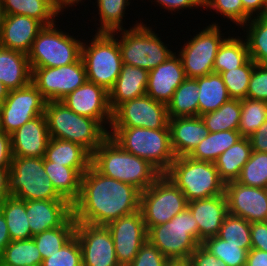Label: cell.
<instances>
[{"instance_id":"obj_1","label":"cell","mask_w":267,"mask_h":266,"mask_svg":"<svg viewBox=\"0 0 267 266\" xmlns=\"http://www.w3.org/2000/svg\"><path fill=\"white\" fill-rule=\"evenodd\" d=\"M140 191L99 173L92 165L82 175L79 198L72 204L76 222L106 226L139 211Z\"/></svg>"},{"instance_id":"obj_2","label":"cell","mask_w":267,"mask_h":266,"mask_svg":"<svg viewBox=\"0 0 267 266\" xmlns=\"http://www.w3.org/2000/svg\"><path fill=\"white\" fill-rule=\"evenodd\" d=\"M91 165L101 174L147 190L161 173L147 160L125 151L108 136L91 154Z\"/></svg>"},{"instance_id":"obj_3","label":"cell","mask_w":267,"mask_h":266,"mask_svg":"<svg viewBox=\"0 0 267 266\" xmlns=\"http://www.w3.org/2000/svg\"><path fill=\"white\" fill-rule=\"evenodd\" d=\"M44 116L50 138L77 143L90 154L108 137L97 120L73 112L61 101H46Z\"/></svg>"},{"instance_id":"obj_4","label":"cell","mask_w":267,"mask_h":266,"mask_svg":"<svg viewBox=\"0 0 267 266\" xmlns=\"http://www.w3.org/2000/svg\"><path fill=\"white\" fill-rule=\"evenodd\" d=\"M108 136L125 151L147 160L161 174H164L176 158L169 129L141 127H110Z\"/></svg>"},{"instance_id":"obj_5","label":"cell","mask_w":267,"mask_h":266,"mask_svg":"<svg viewBox=\"0 0 267 266\" xmlns=\"http://www.w3.org/2000/svg\"><path fill=\"white\" fill-rule=\"evenodd\" d=\"M164 174L183 192L188 202L223 195L225 191V183L212 162L189 156L176 157Z\"/></svg>"},{"instance_id":"obj_6","label":"cell","mask_w":267,"mask_h":266,"mask_svg":"<svg viewBox=\"0 0 267 266\" xmlns=\"http://www.w3.org/2000/svg\"><path fill=\"white\" fill-rule=\"evenodd\" d=\"M136 23L128 30L124 28L111 34H120L115 38L118 40L123 64L150 71L164 63L174 53L166 46L169 44L161 41L162 38L158 37L151 26L147 27L143 22L136 21Z\"/></svg>"},{"instance_id":"obj_7","label":"cell","mask_w":267,"mask_h":266,"mask_svg":"<svg viewBox=\"0 0 267 266\" xmlns=\"http://www.w3.org/2000/svg\"><path fill=\"white\" fill-rule=\"evenodd\" d=\"M93 36L91 43L84 40L86 42H82L81 47L86 78L109 92L123 65L118 40L111 33H96Z\"/></svg>"},{"instance_id":"obj_8","label":"cell","mask_w":267,"mask_h":266,"mask_svg":"<svg viewBox=\"0 0 267 266\" xmlns=\"http://www.w3.org/2000/svg\"><path fill=\"white\" fill-rule=\"evenodd\" d=\"M147 238L167 259H189L199 246L198 225L187 207L165 224L152 226Z\"/></svg>"},{"instance_id":"obj_9","label":"cell","mask_w":267,"mask_h":266,"mask_svg":"<svg viewBox=\"0 0 267 266\" xmlns=\"http://www.w3.org/2000/svg\"><path fill=\"white\" fill-rule=\"evenodd\" d=\"M55 23L44 26L27 53L30 68L60 67L76 62L81 57L82 42Z\"/></svg>"},{"instance_id":"obj_10","label":"cell","mask_w":267,"mask_h":266,"mask_svg":"<svg viewBox=\"0 0 267 266\" xmlns=\"http://www.w3.org/2000/svg\"><path fill=\"white\" fill-rule=\"evenodd\" d=\"M11 196L24 201L64 199L44 168V157H13L8 173Z\"/></svg>"},{"instance_id":"obj_11","label":"cell","mask_w":267,"mask_h":266,"mask_svg":"<svg viewBox=\"0 0 267 266\" xmlns=\"http://www.w3.org/2000/svg\"><path fill=\"white\" fill-rule=\"evenodd\" d=\"M188 201L183 192L165 175L140 193L139 210L147 231L152 226L165 224L187 208Z\"/></svg>"},{"instance_id":"obj_12","label":"cell","mask_w":267,"mask_h":266,"mask_svg":"<svg viewBox=\"0 0 267 266\" xmlns=\"http://www.w3.org/2000/svg\"><path fill=\"white\" fill-rule=\"evenodd\" d=\"M220 27L218 23L209 24L186 41L178 52L187 78L196 79L214 72L216 54L226 39Z\"/></svg>"},{"instance_id":"obj_13","label":"cell","mask_w":267,"mask_h":266,"mask_svg":"<svg viewBox=\"0 0 267 266\" xmlns=\"http://www.w3.org/2000/svg\"><path fill=\"white\" fill-rule=\"evenodd\" d=\"M31 71V82L46 101L62 100L87 80L85 65L81 57L66 66L31 68Z\"/></svg>"},{"instance_id":"obj_14","label":"cell","mask_w":267,"mask_h":266,"mask_svg":"<svg viewBox=\"0 0 267 266\" xmlns=\"http://www.w3.org/2000/svg\"><path fill=\"white\" fill-rule=\"evenodd\" d=\"M45 103L46 100L32 82L9 91L0 106V129L11 135L26 122L43 115Z\"/></svg>"},{"instance_id":"obj_15","label":"cell","mask_w":267,"mask_h":266,"mask_svg":"<svg viewBox=\"0 0 267 266\" xmlns=\"http://www.w3.org/2000/svg\"><path fill=\"white\" fill-rule=\"evenodd\" d=\"M167 105L157 102L149 95L123 102L112 112L110 127H141L169 129Z\"/></svg>"},{"instance_id":"obj_16","label":"cell","mask_w":267,"mask_h":266,"mask_svg":"<svg viewBox=\"0 0 267 266\" xmlns=\"http://www.w3.org/2000/svg\"><path fill=\"white\" fill-rule=\"evenodd\" d=\"M83 266H120L114 242L106 226L76 222Z\"/></svg>"},{"instance_id":"obj_17","label":"cell","mask_w":267,"mask_h":266,"mask_svg":"<svg viewBox=\"0 0 267 266\" xmlns=\"http://www.w3.org/2000/svg\"><path fill=\"white\" fill-rule=\"evenodd\" d=\"M111 233L120 266H128L148 240L141 211L122 216L106 225Z\"/></svg>"},{"instance_id":"obj_18","label":"cell","mask_w":267,"mask_h":266,"mask_svg":"<svg viewBox=\"0 0 267 266\" xmlns=\"http://www.w3.org/2000/svg\"><path fill=\"white\" fill-rule=\"evenodd\" d=\"M224 194L228 214L250 223L267 222V189L232 181L225 184Z\"/></svg>"},{"instance_id":"obj_19","label":"cell","mask_w":267,"mask_h":266,"mask_svg":"<svg viewBox=\"0 0 267 266\" xmlns=\"http://www.w3.org/2000/svg\"><path fill=\"white\" fill-rule=\"evenodd\" d=\"M73 112L97 120L106 130L112 123V111L109 106V92L88 80L62 100ZM104 124V125H103ZM109 125V127H105Z\"/></svg>"},{"instance_id":"obj_20","label":"cell","mask_w":267,"mask_h":266,"mask_svg":"<svg viewBox=\"0 0 267 266\" xmlns=\"http://www.w3.org/2000/svg\"><path fill=\"white\" fill-rule=\"evenodd\" d=\"M186 78L181 58L174 52L164 63L149 71L146 94L167 105Z\"/></svg>"},{"instance_id":"obj_21","label":"cell","mask_w":267,"mask_h":266,"mask_svg":"<svg viewBox=\"0 0 267 266\" xmlns=\"http://www.w3.org/2000/svg\"><path fill=\"white\" fill-rule=\"evenodd\" d=\"M26 213L32 237L62 226L72 215V204L66 199L26 201Z\"/></svg>"},{"instance_id":"obj_22","label":"cell","mask_w":267,"mask_h":266,"mask_svg":"<svg viewBox=\"0 0 267 266\" xmlns=\"http://www.w3.org/2000/svg\"><path fill=\"white\" fill-rule=\"evenodd\" d=\"M187 207L198 225V244L217 236L225 217L228 215L225 194L189 201Z\"/></svg>"},{"instance_id":"obj_23","label":"cell","mask_w":267,"mask_h":266,"mask_svg":"<svg viewBox=\"0 0 267 266\" xmlns=\"http://www.w3.org/2000/svg\"><path fill=\"white\" fill-rule=\"evenodd\" d=\"M49 139L46 118L39 115L11 134L13 157H44Z\"/></svg>"},{"instance_id":"obj_24","label":"cell","mask_w":267,"mask_h":266,"mask_svg":"<svg viewBox=\"0 0 267 266\" xmlns=\"http://www.w3.org/2000/svg\"><path fill=\"white\" fill-rule=\"evenodd\" d=\"M43 27L39 21L25 15H5L0 46L27 54Z\"/></svg>"},{"instance_id":"obj_25","label":"cell","mask_w":267,"mask_h":266,"mask_svg":"<svg viewBox=\"0 0 267 266\" xmlns=\"http://www.w3.org/2000/svg\"><path fill=\"white\" fill-rule=\"evenodd\" d=\"M168 126L172 150L176 157L189 156L209 134L200 116L169 118Z\"/></svg>"},{"instance_id":"obj_26","label":"cell","mask_w":267,"mask_h":266,"mask_svg":"<svg viewBox=\"0 0 267 266\" xmlns=\"http://www.w3.org/2000/svg\"><path fill=\"white\" fill-rule=\"evenodd\" d=\"M149 71L123 64L113 88L109 91V106L113 112L123 102L146 94Z\"/></svg>"},{"instance_id":"obj_27","label":"cell","mask_w":267,"mask_h":266,"mask_svg":"<svg viewBox=\"0 0 267 266\" xmlns=\"http://www.w3.org/2000/svg\"><path fill=\"white\" fill-rule=\"evenodd\" d=\"M31 76L26 53L0 46V81L9 91L28 85Z\"/></svg>"},{"instance_id":"obj_28","label":"cell","mask_w":267,"mask_h":266,"mask_svg":"<svg viewBox=\"0 0 267 266\" xmlns=\"http://www.w3.org/2000/svg\"><path fill=\"white\" fill-rule=\"evenodd\" d=\"M44 168L55 190L73 204L79 198L82 175L88 168L66 167L63 164H56L45 159Z\"/></svg>"},{"instance_id":"obj_29","label":"cell","mask_w":267,"mask_h":266,"mask_svg":"<svg viewBox=\"0 0 267 266\" xmlns=\"http://www.w3.org/2000/svg\"><path fill=\"white\" fill-rule=\"evenodd\" d=\"M44 159L71 168H89L91 165V154L85 148L56 138L49 139Z\"/></svg>"},{"instance_id":"obj_30","label":"cell","mask_w":267,"mask_h":266,"mask_svg":"<svg viewBox=\"0 0 267 266\" xmlns=\"http://www.w3.org/2000/svg\"><path fill=\"white\" fill-rule=\"evenodd\" d=\"M5 15H25L49 26L60 16L55 0H1ZM59 15V16H58Z\"/></svg>"},{"instance_id":"obj_31","label":"cell","mask_w":267,"mask_h":266,"mask_svg":"<svg viewBox=\"0 0 267 266\" xmlns=\"http://www.w3.org/2000/svg\"><path fill=\"white\" fill-rule=\"evenodd\" d=\"M251 152L252 147L249 138L242 137L218 156L214 164L220 179L225 184L238 179L241 169L250 158Z\"/></svg>"},{"instance_id":"obj_32","label":"cell","mask_w":267,"mask_h":266,"mask_svg":"<svg viewBox=\"0 0 267 266\" xmlns=\"http://www.w3.org/2000/svg\"><path fill=\"white\" fill-rule=\"evenodd\" d=\"M199 101L198 116L216 111L231 99L220 74L210 73L197 78Z\"/></svg>"},{"instance_id":"obj_33","label":"cell","mask_w":267,"mask_h":266,"mask_svg":"<svg viewBox=\"0 0 267 266\" xmlns=\"http://www.w3.org/2000/svg\"><path fill=\"white\" fill-rule=\"evenodd\" d=\"M8 227L11 241L32 238L26 213V201L15 196H8L0 206Z\"/></svg>"},{"instance_id":"obj_34","label":"cell","mask_w":267,"mask_h":266,"mask_svg":"<svg viewBox=\"0 0 267 266\" xmlns=\"http://www.w3.org/2000/svg\"><path fill=\"white\" fill-rule=\"evenodd\" d=\"M242 138L238 130L209 132L189 155L192 159L214 163L229 147Z\"/></svg>"},{"instance_id":"obj_35","label":"cell","mask_w":267,"mask_h":266,"mask_svg":"<svg viewBox=\"0 0 267 266\" xmlns=\"http://www.w3.org/2000/svg\"><path fill=\"white\" fill-rule=\"evenodd\" d=\"M197 78H186L167 104L169 118L198 116Z\"/></svg>"},{"instance_id":"obj_36","label":"cell","mask_w":267,"mask_h":266,"mask_svg":"<svg viewBox=\"0 0 267 266\" xmlns=\"http://www.w3.org/2000/svg\"><path fill=\"white\" fill-rule=\"evenodd\" d=\"M249 59L246 39L241 37H226L216 54L213 68L214 73L236 69Z\"/></svg>"},{"instance_id":"obj_37","label":"cell","mask_w":267,"mask_h":266,"mask_svg":"<svg viewBox=\"0 0 267 266\" xmlns=\"http://www.w3.org/2000/svg\"><path fill=\"white\" fill-rule=\"evenodd\" d=\"M241 117V100L229 99L216 111L202 114L200 118L209 132L238 130Z\"/></svg>"},{"instance_id":"obj_38","label":"cell","mask_w":267,"mask_h":266,"mask_svg":"<svg viewBox=\"0 0 267 266\" xmlns=\"http://www.w3.org/2000/svg\"><path fill=\"white\" fill-rule=\"evenodd\" d=\"M42 264V256L33 238L11 241L0 257V266H34Z\"/></svg>"},{"instance_id":"obj_39","label":"cell","mask_w":267,"mask_h":266,"mask_svg":"<svg viewBox=\"0 0 267 266\" xmlns=\"http://www.w3.org/2000/svg\"><path fill=\"white\" fill-rule=\"evenodd\" d=\"M75 230L76 221L72 215L62 226L33 236L42 260L60 250L75 235Z\"/></svg>"},{"instance_id":"obj_40","label":"cell","mask_w":267,"mask_h":266,"mask_svg":"<svg viewBox=\"0 0 267 266\" xmlns=\"http://www.w3.org/2000/svg\"><path fill=\"white\" fill-rule=\"evenodd\" d=\"M246 30L249 58L256 64L267 62V16L252 17L242 27Z\"/></svg>"},{"instance_id":"obj_41","label":"cell","mask_w":267,"mask_h":266,"mask_svg":"<svg viewBox=\"0 0 267 266\" xmlns=\"http://www.w3.org/2000/svg\"><path fill=\"white\" fill-rule=\"evenodd\" d=\"M99 14L100 27L96 33H112L124 29L123 19L129 0H96Z\"/></svg>"},{"instance_id":"obj_42","label":"cell","mask_w":267,"mask_h":266,"mask_svg":"<svg viewBox=\"0 0 267 266\" xmlns=\"http://www.w3.org/2000/svg\"><path fill=\"white\" fill-rule=\"evenodd\" d=\"M267 120V102L241 99V117L238 127L242 137L251 136Z\"/></svg>"},{"instance_id":"obj_43","label":"cell","mask_w":267,"mask_h":266,"mask_svg":"<svg viewBox=\"0 0 267 266\" xmlns=\"http://www.w3.org/2000/svg\"><path fill=\"white\" fill-rule=\"evenodd\" d=\"M217 237L229 244L240 245L247 252L251 249V223L247 220L228 214Z\"/></svg>"},{"instance_id":"obj_44","label":"cell","mask_w":267,"mask_h":266,"mask_svg":"<svg viewBox=\"0 0 267 266\" xmlns=\"http://www.w3.org/2000/svg\"><path fill=\"white\" fill-rule=\"evenodd\" d=\"M236 181L246 186L267 189V153L252 150Z\"/></svg>"},{"instance_id":"obj_45","label":"cell","mask_w":267,"mask_h":266,"mask_svg":"<svg viewBox=\"0 0 267 266\" xmlns=\"http://www.w3.org/2000/svg\"><path fill=\"white\" fill-rule=\"evenodd\" d=\"M201 246L228 266H246L248 252L240 248V245L229 244L226 240L214 236L204 240Z\"/></svg>"},{"instance_id":"obj_46","label":"cell","mask_w":267,"mask_h":266,"mask_svg":"<svg viewBox=\"0 0 267 266\" xmlns=\"http://www.w3.org/2000/svg\"><path fill=\"white\" fill-rule=\"evenodd\" d=\"M255 64L249 58L242 66L220 73L231 98L240 100L247 98L248 84Z\"/></svg>"},{"instance_id":"obj_47","label":"cell","mask_w":267,"mask_h":266,"mask_svg":"<svg viewBox=\"0 0 267 266\" xmlns=\"http://www.w3.org/2000/svg\"><path fill=\"white\" fill-rule=\"evenodd\" d=\"M204 9L210 10L223 15V18L231 20L240 28L246 24L251 17L244 11L242 0H203Z\"/></svg>"},{"instance_id":"obj_48","label":"cell","mask_w":267,"mask_h":266,"mask_svg":"<svg viewBox=\"0 0 267 266\" xmlns=\"http://www.w3.org/2000/svg\"><path fill=\"white\" fill-rule=\"evenodd\" d=\"M42 266H83L79 240L74 235L63 247L42 260Z\"/></svg>"},{"instance_id":"obj_49","label":"cell","mask_w":267,"mask_h":266,"mask_svg":"<svg viewBox=\"0 0 267 266\" xmlns=\"http://www.w3.org/2000/svg\"><path fill=\"white\" fill-rule=\"evenodd\" d=\"M247 98L267 102V66L255 64L248 84Z\"/></svg>"},{"instance_id":"obj_50","label":"cell","mask_w":267,"mask_h":266,"mask_svg":"<svg viewBox=\"0 0 267 266\" xmlns=\"http://www.w3.org/2000/svg\"><path fill=\"white\" fill-rule=\"evenodd\" d=\"M167 260L161 251L147 240L128 266H164Z\"/></svg>"},{"instance_id":"obj_51","label":"cell","mask_w":267,"mask_h":266,"mask_svg":"<svg viewBox=\"0 0 267 266\" xmlns=\"http://www.w3.org/2000/svg\"><path fill=\"white\" fill-rule=\"evenodd\" d=\"M191 266H228L223 260H219L215 255L210 254L199 245L190 255Z\"/></svg>"},{"instance_id":"obj_52","label":"cell","mask_w":267,"mask_h":266,"mask_svg":"<svg viewBox=\"0 0 267 266\" xmlns=\"http://www.w3.org/2000/svg\"><path fill=\"white\" fill-rule=\"evenodd\" d=\"M251 248L267 252V222L251 223Z\"/></svg>"},{"instance_id":"obj_53","label":"cell","mask_w":267,"mask_h":266,"mask_svg":"<svg viewBox=\"0 0 267 266\" xmlns=\"http://www.w3.org/2000/svg\"><path fill=\"white\" fill-rule=\"evenodd\" d=\"M161 8L167 9L170 13L173 11L194 9V7H203V0H154Z\"/></svg>"},{"instance_id":"obj_54","label":"cell","mask_w":267,"mask_h":266,"mask_svg":"<svg viewBox=\"0 0 267 266\" xmlns=\"http://www.w3.org/2000/svg\"><path fill=\"white\" fill-rule=\"evenodd\" d=\"M12 159L11 135L0 129V168H10Z\"/></svg>"},{"instance_id":"obj_55","label":"cell","mask_w":267,"mask_h":266,"mask_svg":"<svg viewBox=\"0 0 267 266\" xmlns=\"http://www.w3.org/2000/svg\"><path fill=\"white\" fill-rule=\"evenodd\" d=\"M248 138L253 151L267 153V120Z\"/></svg>"},{"instance_id":"obj_56","label":"cell","mask_w":267,"mask_h":266,"mask_svg":"<svg viewBox=\"0 0 267 266\" xmlns=\"http://www.w3.org/2000/svg\"><path fill=\"white\" fill-rule=\"evenodd\" d=\"M242 3L244 11L251 18L267 16V0H242Z\"/></svg>"},{"instance_id":"obj_57","label":"cell","mask_w":267,"mask_h":266,"mask_svg":"<svg viewBox=\"0 0 267 266\" xmlns=\"http://www.w3.org/2000/svg\"><path fill=\"white\" fill-rule=\"evenodd\" d=\"M246 266H267V252L251 248L247 253Z\"/></svg>"},{"instance_id":"obj_58","label":"cell","mask_w":267,"mask_h":266,"mask_svg":"<svg viewBox=\"0 0 267 266\" xmlns=\"http://www.w3.org/2000/svg\"><path fill=\"white\" fill-rule=\"evenodd\" d=\"M11 242L6 220L0 211V257L5 247Z\"/></svg>"},{"instance_id":"obj_59","label":"cell","mask_w":267,"mask_h":266,"mask_svg":"<svg viewBox=\"0 0 267 266\" xmlns=\"http://www.w3.org/2000/svg\"><path fill=\"white\" fill-rule=\"evenodd\" d=\"M10 168H0V196L5 199L11 196L8 190V173Z\"/></svg>"},{"instance_id":"obj_60","label":"cell","mask_w":267,"mask_h":266,"mask_svg":"<svg viewBox=\"0 0 267 266\" xmlns=\"http://www.w3.org/2000/svg\"><path fill=\"white\" fill-rule=\"evenodd\" d=\"M85 1V0H84ZM82 0H55L56 8L61 13L64 9H68L70 6L73 7L75 4L84 2Z\"/></svg>"},{"instance_id":"obj_61","label":"cell","mask_w":267,"mask_h":266,"mask_svg":"<svg viewBox=\"0 0 267 266\" xmlns=\"http://www.w3.org/2000/svg\"><path fill=\"white\" fill-rule=\"evenodd\" d=\"M164 266H191L189 259H168Z\"/></svg>"},{"instance_id":"obj_62","label":"cell","mask_w":267,"mask_h":266,"mask_svg":"<svg viewBox=\"0 0 267 266\" xmlns=\"http://www.w3.org/2000/svg\"><path fill=\"white\" fill-rule=\"evenodd\" d=\"M9 90L5 87V85L0 81V102L2 103L6 97L8 96Z\"/></svg>"},{"instance_id":"obj_63","label":"cell","mask_w":267,"mask_h":266,"mask_svg":"<svg viewBox=\"0 0 267 266\" xmlns=\"http://www.w3.org/2000/svg\"><path fill=\"white\" fill-rule=\"evenodd\" d=\"M4 11H3V7H2V2L0 0V35H1V31H2V25H3V20H4Z\"/></svg>"},{"instance_id":"obj_64","label":"cell","mask_w":267,"mask_h":266,"mask_svg":"<svg viewBox=\"0 0 267 266\" xmlns=\"http://www.w3.org/2000/svg\"><path fill=\"white\" fill-rule=\"evenodd\" d=\"M4 199L0 196V206L3 204Z\"/></svg>"}]
</instances>
